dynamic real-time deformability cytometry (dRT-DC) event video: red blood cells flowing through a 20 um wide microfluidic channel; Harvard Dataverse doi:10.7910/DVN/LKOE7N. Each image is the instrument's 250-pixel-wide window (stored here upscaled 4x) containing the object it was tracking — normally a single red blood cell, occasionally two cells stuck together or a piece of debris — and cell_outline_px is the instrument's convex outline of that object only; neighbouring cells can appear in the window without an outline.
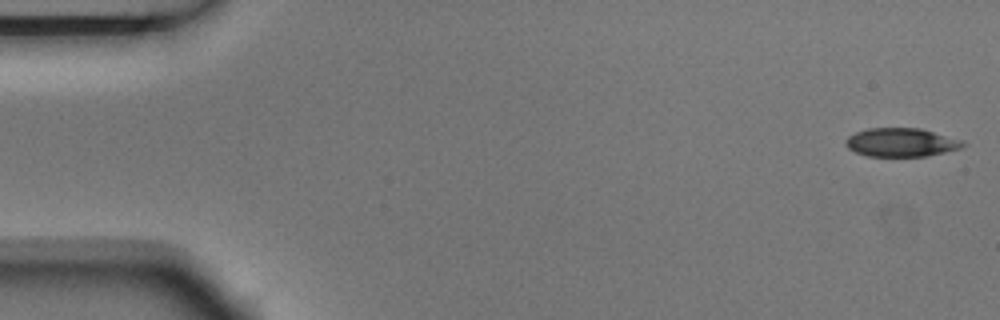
{"species": "Egyptian fruit bat (a non-hibernating species)", "species_latin": "Rousettus aegyptiacus", "temperature_condition": "room temperature", "stored_images_in_passage": 4, "camera_frame_rate_fps": 3000, "um_per_image_px": 0.085, "animal": {"sex": "male"}, "frame": {"image": 1, "passage_image": 1, "time_ms": 0.0, "image_size_px": [1000, 320], "cell_outline_px": [[968, 144], [960, 148], [928, 156], [868, 156], [856, 152], [848, 148], [844, 144], [844, 140], [848, 136], [856, 132], [868, 128], [920, 128], [964, 140]], "centroid_in_image_um": [76.61, 12.1], "position_along_channel_um": 8.4, "area_um2": 19.65}}
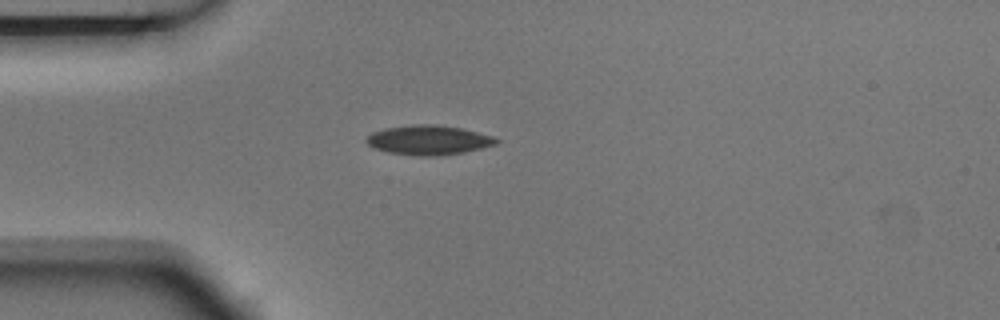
{"frame": {"image": 2, "passage_image": 4, "time_ms": 1.0, "image_size_px": [1000, 320], "cell_outline_px": [[500, 140], [496, 144], [464, 152], [432, 156], [416, 156], [388, 152], [372, 148], [364, 140], [372, 132], [384, 128], [412, 124], [436, 124], [464, 128], [492, 136]], "centroid_in_image_um": [36.4, 11.89], "position_along_channel_um": 48.6, "area_um2": 22.48}}